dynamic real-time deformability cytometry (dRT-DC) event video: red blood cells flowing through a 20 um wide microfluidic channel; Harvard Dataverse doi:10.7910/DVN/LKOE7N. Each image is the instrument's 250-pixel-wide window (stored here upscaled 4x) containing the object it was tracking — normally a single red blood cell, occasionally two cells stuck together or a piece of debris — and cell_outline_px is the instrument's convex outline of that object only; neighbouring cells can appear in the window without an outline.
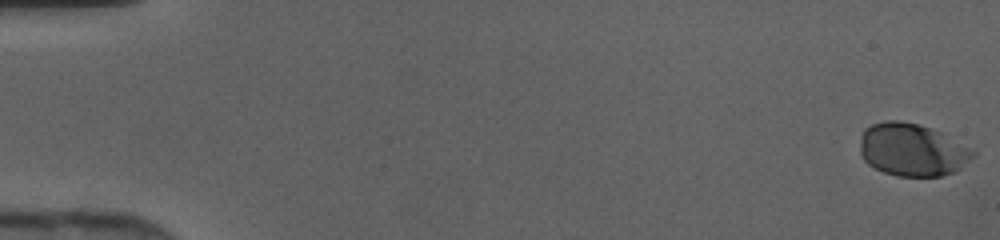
{"species": "human", "species_latin": "Homo sapiens", "temperature_condition": "cold", "stored_images_in_passage": 47, "camera_frame_rate_fps": 3000, "um_per_image_px": 0.085, "donor": {"sex": "female"}, "frame": {"image": 1, "passage_image": 1, "time_ms": 0.0, "image_size_px": [1000, 240], "cell_outline_px": [[976, 156], [956, 172], [940, 176], [896, 176], [884, 172], [868, 164], [864, 160], [860, 152], [860, 144], [864, 128], [872, 124], [884, 120], [896, 120], [916, 124], [940, 132], [976, 152]], "centroid_in_image_um": [77.53, 12.75], "position_along_channel_um": 7.5, "area_um2": 34.51}}
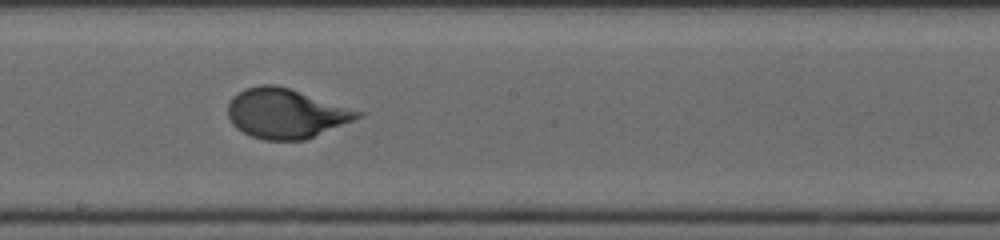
{"frame": {"image": 2, "passage_image": 27, "time_ms": 8.667, "image_size_px": [1000, 240], "cell_outline_px": [[364, 116], [304, 140], [264, 140], [252, 136], [236, 128], [232, 124], [228, 116], [228, 104], [232, 96], [248, 88], [260, 84], [276, 84], [364, 112]], "centroid_in_image_um": [24.29, 9.64], "position_along_channel_um": 223.9, "area_um2": 37.28}}
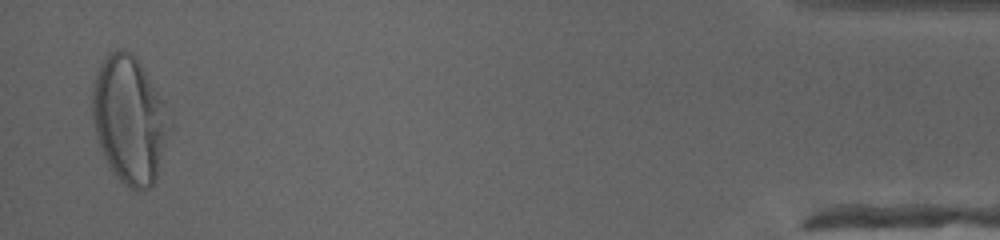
{"frame": {"image": 3, "passage_image": 46, "time_ms": 15.0, "image_size_px": [1000, 240], "cell_outline_px": [[172, 128], [156, 176], [152, 184], [148, 188], [140, 192], [136, 192], [128, 188], [112, 172], [104, 156], [96, 136], [92, 116], [92, 80], [100, 64], [108, 52], [120, 48], [124, 48], [132, 52], [136, 56], [164, 100]], "centroid_in_image_um": [11.0, 10.15], "position_along_channel_um": 424.2, "area_um2": 57.97}}